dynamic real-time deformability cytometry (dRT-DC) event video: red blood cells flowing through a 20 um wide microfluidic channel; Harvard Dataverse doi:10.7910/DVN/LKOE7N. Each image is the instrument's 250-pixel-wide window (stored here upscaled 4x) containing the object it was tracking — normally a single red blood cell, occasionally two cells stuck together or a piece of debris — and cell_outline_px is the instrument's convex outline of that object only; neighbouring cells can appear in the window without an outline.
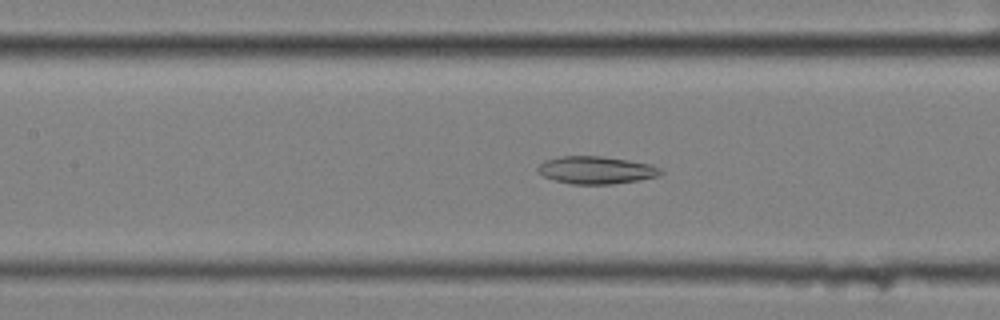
{"species": "common noctule bat (a hibernating species)", "species_latin": "Nyctalus noctula", "temperature_condition": "cold", "stored_images_in_passage": 58, "camera_frame_rate_fps": 3000, "um_per_image_px": 0.085, "animal": {"sex": "female", "body_mass_g": 25.1}, "frame": {"image": 1, "passage_image": 26, "time_ms": 8.333, "image_size_px": [1000, 320], "cell_outline_px": [[664, 172], [660, 176], [612, 184], [572, 184], [556, 180], [544, 176], [536, 172], [536, 168], [544, 160], [560, 156], [600, 156], [628, 160], [652, 164], [660, 168]], "centroid_in_image_um": [50.67, 14.45], "position_along_channel_um": 156.7, "area_um2": 19.77}}
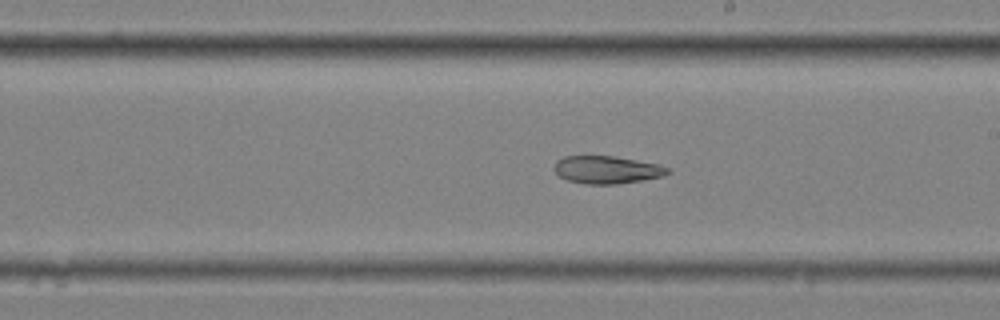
{"frame": {"image": 2, "passage_image": 33, "time_ms": 10.667, "image_size_px": [1000, 320], "cell_outline_px": [[672, 172], [664, 176], [644, 180], [616, 184], [584, 184], [568, 180], [560, 176], [552, 168], [556, 160], [564, 156], [616, 156], [660, 164], [672, 168]], "centroid_in_image_um": [51.64, 14.42], "position_along_channel_um": 237.4, "area_um2": 18.67}}
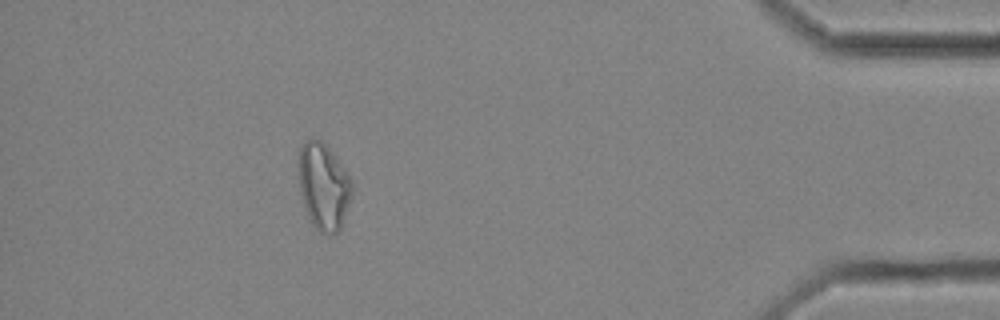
{"frame": {"image": 3, "passage_image": 52, "time_ms": 17.0, "image_size_px": [1000, 320], "cell_outline_px": [[352, 196], [340, 228], [336, 232], [320, 232], [312, 224], [308, 216], [300, 192], [300, 148], [304, 140], [320, 140], [332, 152], [352, 180]], "centroid_in_image_um": [27.52, 15.84], "position_along_channel_um": 407.7, "area_um2": 26.18}}